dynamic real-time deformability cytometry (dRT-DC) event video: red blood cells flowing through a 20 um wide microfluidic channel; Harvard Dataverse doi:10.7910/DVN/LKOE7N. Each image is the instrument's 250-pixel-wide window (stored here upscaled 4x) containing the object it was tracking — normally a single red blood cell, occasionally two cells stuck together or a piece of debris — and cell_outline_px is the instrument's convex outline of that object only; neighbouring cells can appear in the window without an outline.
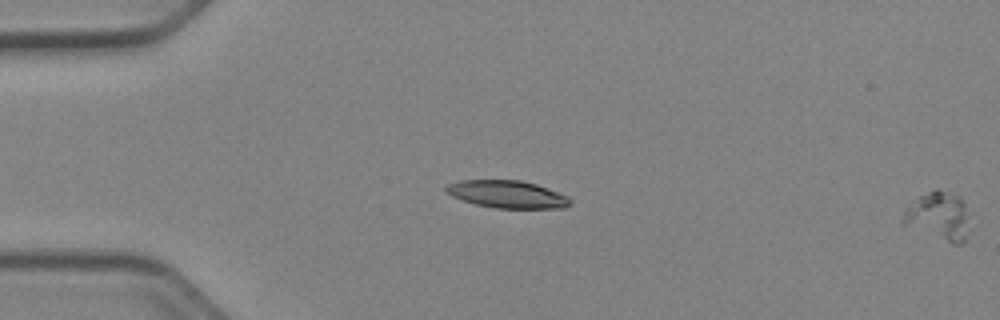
{"species": "Egyptian fruit bat (a non-hibernating species)", "species_latin": "Rousettus aegyptiacus", "temperature_condition": "cold", "stored_images_in_passage": 16, "camera_frame_rate_fps": 3000, "um_per_image_px": 0.085, "animal": {"sex": "female"}, "frame": {"image": 1, "passage_image": 1, "time_ms": 0.0, "image_size_px": [1000, 320], "cell_outline_px": [[964, 240], [960, 244], [956, 244], [904, 224], [904, 212], [920, 196], [936, 188], [960, 196], [964, 200]], "centroid_in_image_um": [79.75, 18.31], "position_along_channel_um": 5.3, "area_um2": 17.17}}
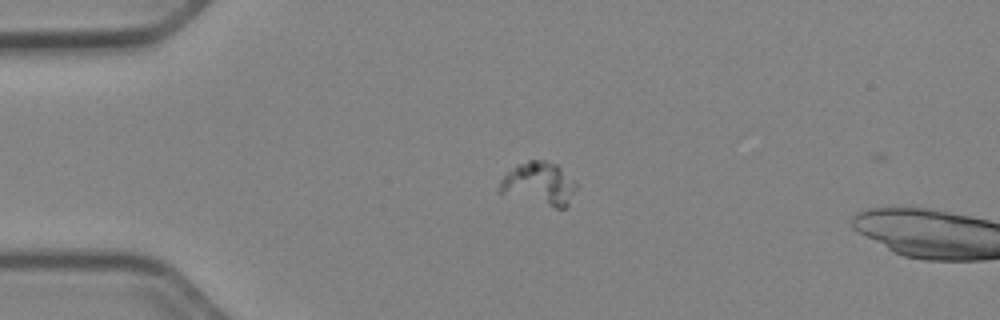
{"frame": {"image": 2, "passage_image": 14, "time_ms": 4.333, "image_size_px": [1000, 320], "cell_outline_px": [[576, 188], [568, 204], [564, 208], [556, 208], [496, 192], [500, 180], [516, 164], [528, 160], [544, 160], [556, 164], [576, 180]], "centroid_in_image_um": [45.81, 15.6], "position_along_channel_um": 39.2, "area_um2": 19.31}}